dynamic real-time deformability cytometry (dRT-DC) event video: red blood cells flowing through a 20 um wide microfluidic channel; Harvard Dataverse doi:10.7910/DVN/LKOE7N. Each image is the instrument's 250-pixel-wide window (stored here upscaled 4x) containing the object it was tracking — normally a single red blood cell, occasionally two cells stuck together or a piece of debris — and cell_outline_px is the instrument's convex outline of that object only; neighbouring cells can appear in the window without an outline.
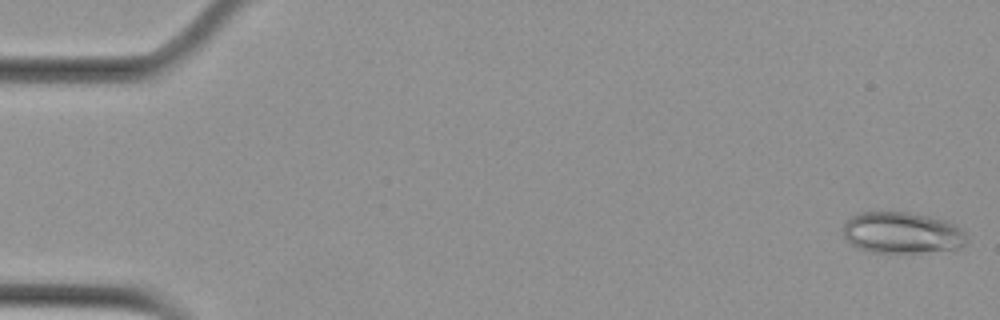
{"species": "Egyptian fruit bat (a non-hibernating species)", "species_latin": "Rousettus aegyptiacus", "temperature_condition": "cold", "stored_images_in_passage": 55, "camera_frame_rate_fps": 3000, "um_per_image_px": 0.085, "animal": {"sex": "female"}, "frame": {"image": 1, "passage_image": 1, "time_ms": 0.0, "image_size_px": [1000, 320], "cell_outline_px": [[968, 240], [964, 244], [956, 248], [920, 252], [868, 252], [856, 248], [844, 240], [844, 224], [852, 216], [860, 212], [908, 212], [948, 220], [956, 224], [964, 232]], "centroid_in_image_um": [76.65, 19.78], "position_along_channel_um": 8.4, "area_um2": 29.88}}
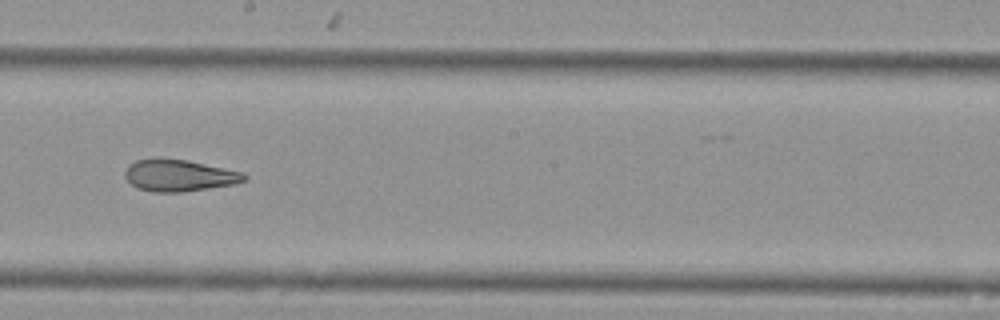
{"frame": {"image": 2, "passage_image": 32, "time_ms": 10.333, "image_size_px": [1000, 320], "cell_outline_px": [[248, 176], [244, 180], [232, 184], [208, 188], [180, 192], [152, 192], [136, 188], [124, 176], [124, 172], [128, 164], [136, 160], [188, 160], [244, 172]], "centroid_in_image_um": [15.22, 14.93], "position_along_channel_um": 233.0, "area_um2": 21.68}}
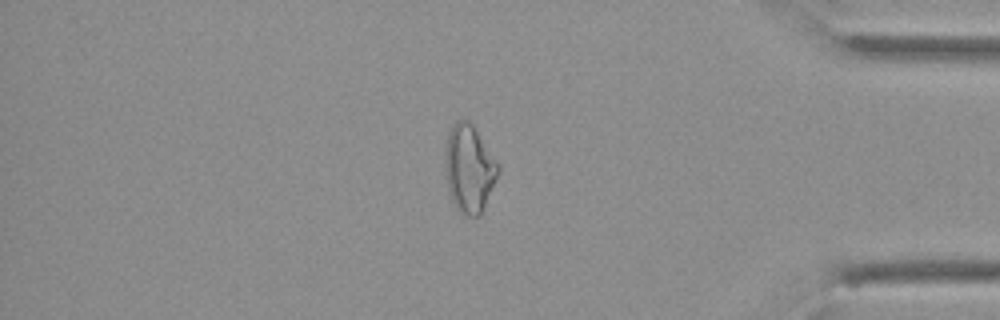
{"frame": {"image": 3, "passage_image": 48, "time_ms": 15.667, "image_size_px": [1000, 320], "cell_outline_px": [[500, 172], [484, 208], [480, 216], [468, 216], [460, 212], [456, 208], [452, 200], [448, 188], [444, 156], [444, 152], [448, 132], [452, 124], [456, 120], [468, 120], [472, 124], [500, 164]], "centroid_in_image_um": [39.89, 14.32], "position_along_channel_um": 395.3, "area_um2": 27.34}, "authors_computed_cell_mechanics": {"area_um2": 25.4898, "velocity_mm_per_s": 3.5804, "shape_relaxation_time_tau1_ms": null, "shape_relaxation_time_tau2_ms": 3.4296, "deformation_change_tau1": null, "deformation_change_tau2": 0.1262}}